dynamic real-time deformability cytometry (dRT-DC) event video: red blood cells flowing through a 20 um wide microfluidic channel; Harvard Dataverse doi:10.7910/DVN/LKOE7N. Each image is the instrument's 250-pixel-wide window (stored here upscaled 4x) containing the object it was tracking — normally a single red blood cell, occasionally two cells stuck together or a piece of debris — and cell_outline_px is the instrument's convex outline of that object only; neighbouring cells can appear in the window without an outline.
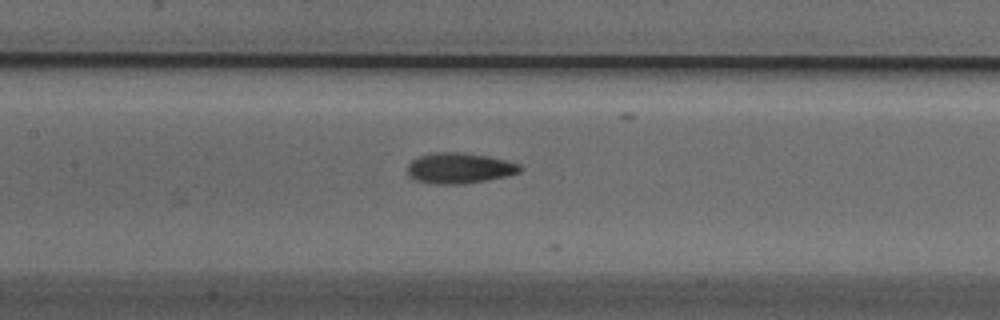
{"species": "Egyptian fruit bat (a non-hibernating species)", "species_latin": "Rousettus aegyptiacus", "temperature_condition": "cold", "stored_images_in_passage": 16, "camera_frame_rate_fps": 3000, "um_per_image_px": 0.085, "animal": {"sex": "male"}, "frame": {"image": 1, "passage_image": 10, "time_ms": 3.0, "image_size_px": [1000, 320], "cell_outline_px": [[520, 172], [504, 176], [464, 184], [436, 184], [416, 180], [408, 176], [408, 164], [412, 160], [420, 156], [436, 152], [460, 152], [488, 156], [520, 164]], "centroid_in_image_um": [39.01, 14.29], "position_along_channel_um": 168.4, "area_um2": 19.83}}
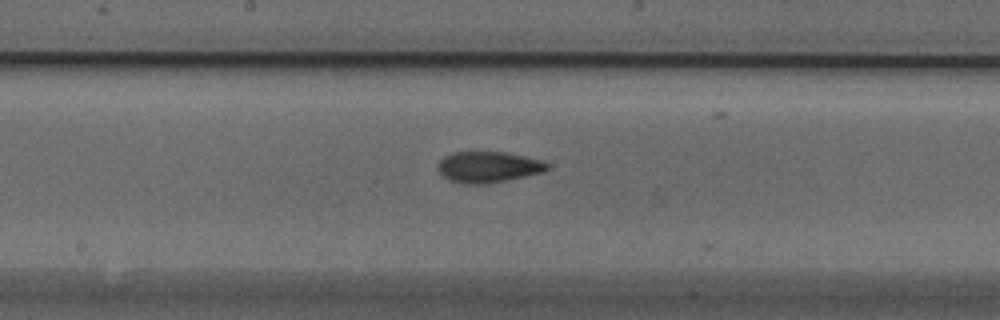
{"frame": {"image": 2, "passage_image": 13, "time_ms": 4.0, "image_size_px": [1000, 320], "cell_outline_px": [[548, 168], [544, 172], [488, 184], [464, 184], [448, 180], [436, 168], [440, 160], [444, 156], [452, 152], [504, 152], [544, 160], [548, 164]], "centroid_in_image_um": [41.49, 14.2], "position_along_channel_um": 206.7, "area_um2": 19.88}}